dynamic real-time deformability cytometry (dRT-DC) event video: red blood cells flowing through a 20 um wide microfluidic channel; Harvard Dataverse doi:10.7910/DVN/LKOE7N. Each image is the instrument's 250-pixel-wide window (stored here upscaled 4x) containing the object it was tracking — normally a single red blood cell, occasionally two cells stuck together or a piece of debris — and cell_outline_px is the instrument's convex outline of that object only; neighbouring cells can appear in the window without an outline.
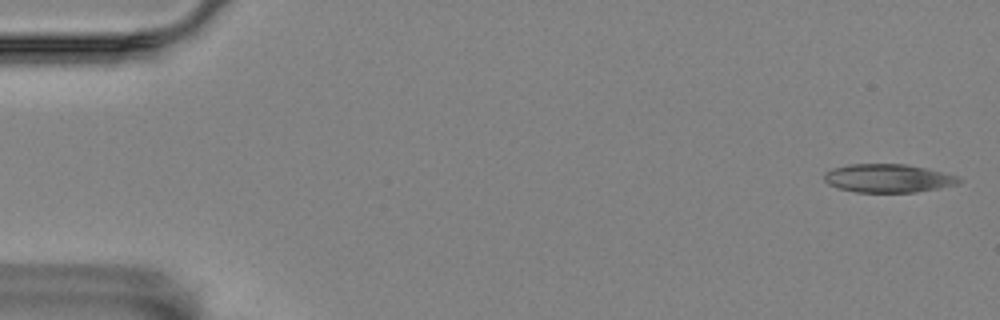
{"species": "Egyptian fruit bat (a non-hibernating species)", "species_latin": "Rousettus aegyptiacus", "temperature_condition": "room temperature", "stored_images_in_passage": 55, "camera_frame_rate_fps": 3000, "um_per_image_px": 0.085, "animal": {"sex": "female"}, "frame": {"image": 1, "passage_image": 1, "time_ms": 0.0, "image_size_px": [1000, 320], "cell_outline_px": [[964, 180], [960, 184], [916, 192], [856, 192], [836, 188], [828, 184], [824, 180], [824, 172], [832, 168], [848, 164], [908, 164], [960, 176]], "centroid_in_image_um": [75.5, 15.15], "position_along_channel_um": 9.5, "area_um2": 22.6}}
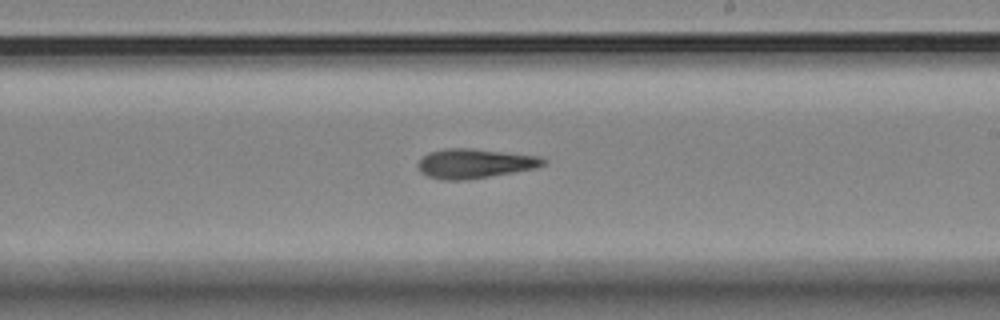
{"frame": {"image": 2, "passage_image": 32, "time_ms": 10.333, "image_size_px": [1000, 320], "cell_outline_px": [[544, 164], [536, 168], [464, 180], [440, 180], [428, 176], [420, 172], [416, 168], [416, 164], [428, 152], [444, 148], [472, 148], [540, 156], [544, 160]], "centroid_in_image_um": [40.28, 13.89], "position_along_channel_um": 248.7, "area_um2": 21.5}}
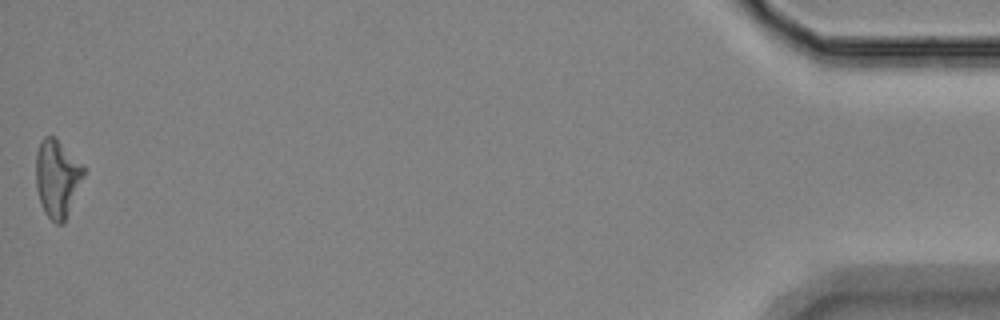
{"frame": {"image": 3, "passage_image": 55, "time_ms": 18.0, "image_size_px": [1000, 320], "cell_outline_px": [[84, 176], [64, 224], [56, 224], [44, 212], [36, 188], [36, 152], [40, 140], [44, 136], [56, 136], [84, 168]], "centroid_in_image_um": [4.84, 15.14], "position_along_channel_um": 430.4, "area_um2": 21.56}, "authors_computed_cell_mechanics": {"area_um2": 21.5016, "velocity_mm_per_s": 3.5623, "shape_relaxation_time_tau1_ms": 6.6304, "shape_relaxation_time_tau2_ms": null, "deformation_change_tau1": 0.1686, "deformation_change_tau2": null}}